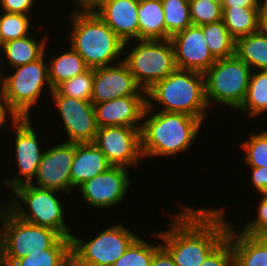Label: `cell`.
<instances>
[{"instance_id": "6da1fadb", "label": "cell", "mask_w": 267, "mask_h": 266, "mask_svg": "<svg viewBox=\"0 0 267 266\" xmlns=\"http://www.w3.org/2000/svg\"><path fill=\"white\" fill-rule=\"evenodd\" d=\"M172 214L170 228L155 234L164 241L176 266H200L206 257L227 237L230 223L225 208H194L179 205Z\"/></svg>"}, {"instance_id": "7a4b0ae2", "label": "cell", "mask_w": 267, "mask_h": 266, "mask_svg": "<svg viewBox=\"0 0 267 266\" xmlns=\"http://www.w3.org/2000/svg\"><path fill=\"white\" fill-rule=\"evenodd\" d=\"M202 125L201 120L191 115L160 110L154 112L152 108H146L140 129L143 158L173 157L187 152Z\"/></svg>"}, {"instance_id": "3957f363", "label": "cell", "mask_w": 267, "mask_h": 266, "mask_svg": "<svg viewBox=\"0 0 267 266\" xmlns=\"http://www.w3.org/2000/svg\"><path fill=\"white\" fill-rule=\"evenodd\" d=\"M70 46L89 68L113 65L123 60L124 44L93 10H71ZM120 57V58H119ZM116 61L115 60H118Z\"/></svg>"}, {"instance_id": "277c9868", "label": "cell", "mask_w": 267, "mask_h": 266, "mask_svg": "<svg viewBox=\"0 0 267 266\" xmlns=\"http://www.w3.org/2000/svg\"><path fill=\"white\" fill-rule=\"evenodd\" d=\"M146 101V108L155 110L160 104V111L184 113L204 122L209 110L204 74L176 68L146 91Z\"/></svg>"}, {"instance_id": "5b68a950", "label": "cell", "mask_w": 267, "mask_h": 266, "mask_svg": "<svg viewBox=\"0 0 267 266\" xmlns=\"http://www.w3.org/2000/svg\"><path fill=\"white\" fill-rule=\"evenodd\" d=\"M60 192L23 184L11 191L13 194L5 205L20 219L34 225L52 228L63 237L71 238L73 234L64 219L65 209L64 203L59 199Z\"/></svg>"}, {"instance_id": "8992f818", "label": "cell", "mask_w": 267, "mask_h": 266, "mask_svg": "<svg viewBox=\"0 0 267 266\" xmlns=\"http://www.w3.org/2000/svg\"><path fill=\"white\" fill-rule=\"evenodd\" d=\"M47 51L37 61L13 69V73H3V98L7 112L13 118H30L31 108L37 107L46 87L52 92L48 79ZM15 70V71H14Z\"/></svg>"}, {"instance_id": "52a82bcc", "label": "cell", "mask_w": 267, "mask_h": 266, "mask_svg": "<svg viewBox=\"0 0 267 266\" xmlns=\"http://www.w3.org/2000/svg\"><path fill=\"white\" fill-rule=\"evenodd\" d=\"M133 41L138 42L133 43L136 45L135 47H132V41L124 44V53H128L123 57V61L137 84L144 91H148L155 83L167 77L177 68L174 49L170 39H138ZM128 48L129 51L126 50Z\"/></svg>"}, {"instance_id": "ba28073f", "label": "cell", "mask_w": 267, "mask_h": 266, "mask_svg": "<svg viewBox=\"0 0 267 266\" xmlns=\"http://www.w3.org/2000/svg\"><path fill=\"white\" fill-rule=\"evenodd\" d=\"M251 72V68L236 55L217 59L203 73L208 106L224 104L237 110L245 99Z\"/></svg>"}, {"instance_id": "9c48e42d", "label": "cell", "mask_w": 267, "mask_h": 266, "mask_svg": "<svg viewBox=\"0 0 267 266\" xmlns=\"http://www.w3.org/2000/svg\"><path fill=\"white\" fill-rule=\"evenodd\" d=\"M0 223L5 266H10L16 259L24 258L32 251L51 248L62 237L52 228L20 219L5 204L0 207Z\"/></svg>"}, {"instance_id": "30bf717a", "label": "cell", "mask_w": 267, "mask_h": 266, "mask_svg": "<svg viewBox=\"0 0 267 266\" xmlns=\"http://www.w3.org/2000/svg\"><path fill=\"white\" fill-rule=\"evenodd\" d=\"M137 237V234L118 223L88 241L72 235V266H112Z\"/></svg>"}, {"instance_id": "8fae6325", "label": "cell", "mask_w": 267, "mask_h": 266, "mask_svg": "<svg viewBox=\"0 0 267 266\" xmlns=\"http://www.w3.org/2000/svg\"><path fill=\"white\" fill-rule=\"evenodd\" d=\"M31 118H13L14 159L18 166V175L4 178L3 183L11 192L17 186L33 182L45 150H41L38 133L35 132ZM20 175V176H19ZM23 177V178H22Z\"/></svg>"}, {"instance_id": "7c38bea8", "label": "cell", "mask_w": 267, "mask_h": 266, "mask_svg": "<svg viewBox=\"0 0 267 266\" xmlns=\"http://www.w3.org/2000/svg\"><path fill=\"white\" fill-rule=\"evenodd\" d=\"M93 143L112 166L138 168L143 158L138 128L104 126L97 129Z\"/></svg>"}, {"instance_id": "4fadbf2b", "label": "cell", "mask_w": 267, "mask_h": 266, "mask_svg": "<svg viewBox=\"0 0 267 266\" xmlns=\"http://www.w3.org/2000/svg\"><path fill=\"white\" fill-rule=\"evenodd\" d=\"M51 98L59 111V116L67 135L66 142L93 143L97 124L94 104L91 100H81L59 94L55 89Z\"/></svg>"}, {"instance_id": "5bb4252c", "label": "cell", "mask_w": 267, "mask_h": 266, "mask_svg": "<svg viewBox=\"0 0 267 266\" xmlns=\"http://www.w3.org/2000/svg\"><path fill=\"white\" fill-rule=\"evenodd\" d=\"M127 167L111 166L78 187L85 203L99 210L115 207L125 200L133 183Z\"/></svg>"}, {"instance_id": "9a60e30c", "label": "cell", "mask_w": 267, "mask_h": 266, "mask_svg": "<svg viewBox=\"0 0 267 266\" xmlns=\"http://www.w3.org/2000/svg\"><path fill=\"white\" fill-rule=\"evenodd\" d=\"M75 155V143L61 142L45 149L42 160L38 166L35 182L30 184L41 188L61 191L65 195H71L70 169Z\"/></svg>"}, {"instance_id": "2e32d148", "label": "cell", "mask_w": 267, "mask_h": 266, "mask_svg": "<svg viewBox=\"0 0 267 266\" xmlns=\"http://www.w3.org/2000/svg\"><path fill=\"white\" fill-rule=\"evenodd\" d=\"M130 95H146L122 60L119 63L94 68L91 102L110 101Z\"/></svg>"}, {"instance_id": "e0dca14e", "label": "cell", "mask_w": 267, "mask_h": 266, "mask_svg": "<svg viewBox=\"0 0 267 266\" xmlns=\"http://www.w3.org/2000/svg\"><path fill=\"white\" fill-rule=\"evenodd\" d=\"M178 69L204 73L216 62L206 45L202 29L191 25L170 37Z\"/></svg>"}, {"instance_id": "ac0fdd59", "label": "cell", "mask_w": 267, "mask_h": 266, "mask_svg": "<svg viewBox=\"0 0 267 266\" xmlns=\"http://www.w3.org/2000/svg\"><path fill=\"white\" fill-rule=\"evenodd\" d=\"M146 106V95H130L96 103L94 109L97 127L126 126L141 129Z\"/></svg>"}, {"instance_id": "d6986e66", "label": "cell", "mask_w": 267, "mask_h": 266, "mask_svg": "<svg viewBox=\"0 0 267 266\" xmlns=\"http://www.w3.org/2000/svg\"><path fill=\"white\" fill-rule=\"evenodd\" d=\"M139 0H105L93 11L123 41L139 39Z\"/></svg>"}, {"instance_id": "ffe728a7", "label": "cell", "mask_w": 267, "mask_h": 266, "mask_svg": "<svg viewBox=\"0 0 267 266\" xmlns=\"http://www.w3.org/2000/svg\"><path fill=\"white\" fill-rule=\"evenodd\" d=\"M111 166L105 154L94 143H75V155L70 169L72 187L78 188Z\"/></svg>"}, {"instance_id": "44dd1931", "label": "cell", "mask_w": 267, "mask_h": 266, "mask_svg": "<svg viewBox=\"0 0 267 266\" xmlns=\"http://www.w3.org/2000/svg\"><path fill=\"white\" fill-rule=\"evenodd\" d=\"M226 238L231 242L234 266H267V235L238 234L230 224Z\"/></svg>"}, {"instance_id": "7402d4cb", "label": "cell", "mask_w": 267, "mask_h": 266, "mask_svg": "<svg viewBox=\"0 0 267 266\" xmlns=\"http://www.w3.org/2000/svg\"><path fill=\"white\" fill-rule=\"evenodd\" d=\"M43 37L37 41L34 33L20 38L8 41L0 46L1 54L6 64H9L10 68H15L27 63H31L40 59L45 50H47L48 37ZM46 47V48H45Z\"/></svg>"}, {"instance_id": "603a6c76", "label": "cell", "mask_w": 267, "mask_h": 266, "mask_svg": "<svg viewBox=\"0 0 267 266\" xmlns=\"http://www.w3.org/2000/svg\"><path fill=\"white\" fill-rule=\"evenodd\" d=\"M10 266H72L71 238L62 236L51 248L32 251Z\"/></svg>"}, {"instance_id": "cb8c5ba5", "label": "cell", "mask_w": 267, "mask_h": 266, "mask_svg": "<svg viewBox=\"0 0 267 266\" xmlns=\"http://www.w3.org/2000/svg\"><path fill=\"white\" fill-rule=\"evenodd\" d=\"M139 39L165 40L164 10L161 0H139Z\"/></svg>"}, {"instance_id": "d4e9b609", "label": "cell", "mask_w": 267, "mask_h": 266, "mask_svg": "<svg viewBox=\"0 0 267 266\" xmlns=\"http://www.w3.org/2000/svg\"><path fill=\"white\" fill-rule=\"evenodd\" d=\"M235 55L253 71L267 70V35L260 31L236 39Z\"/></svg>"}, {"instance_id": "484cf974", "label": "cell", "mask_w": 267, "mask_h": 266, "mask_svg": "<svg viewBox=\"0 0 267 266\" xmlns=\"http://www.w3.org/2000/svg\"><path fill=\"white\" fill-rule=\"evenodd\" d=\"M67 50L57 57L51 58L50 64L48 63V79L52 90L62 82L85 72L89 68L84 59L70 45Z\"/></svg>"}, {"instance_id": "4316f807", "label": "cell", "mask_w": 267, "mask_h": 266, "mask_svg": "<svg viewBox=\"0 0 267 266\" xmlns=\"http://www.w3.org/2000/svg\"><path fill=\"white\" fill-rule=\"evenodd\" d=\"M222 21L235 38L259 31V7H222Z\"/></svg>"}, {"instance_id": "83f0119b", "label": "cell", "mask_w": 267, "mask_h": 266, "mask_svg": "<svg viewBox=\"0 0 267 266\" xmlns=\"http://www.w3.org/2000/svg\"><path fill=\"white\" fill-rule=\"evenodd\" d=\"M236 111L255 118L267 113V70L251 72L245 99Z\"/></svg>"}, {"instance_id": "f1b7e54d", "label": "cell", "mask_w": 267, "mask_h": 266, "mask_svg": "<svg viewBox=\"0 0 267 266\" xmlns=\"http://www.w3.org/2000/svg\"><path fill=\"white\" fill-rule=\"evenodd\" d=\"M199 27L202 29L209 51L216 60L235 55L236 39L230 34L222 20Z\"/></svg>"}, {"instance_id": "f546056e", "label": "cell", "mask_w": 267, "mask_h": 266, "mask_svg": "<svg viewBox=\"0 0 267 266\" xmlns=\"http://www.w3.org/2000/svg\"><path fill=\"white\" fill-rule=\"evenodd\" d=\"M164 10L165 40L192 25L189 0H161Z\"/></svg>"}, {"instance_id": "4dcf8cb0", "label": "cell", "mask_w": 267, "mask_h": 266, "mask_svg": "<svg viewBox=\"0 0 267 266\" xmlns=\"http://www.w3.org/2000/svg\"><path fill=\"white\" fill-rule=\"evenodd\" d=\"M140 237L138 236L130 244L123 255L112 266H151L153 255L161 244L156 245Z\"/></svg>"}, {"instance_id": "1f68e13d", "label": "cell", "mask_w": 267, "mask_h": 266, "mask_svg": "<svg viewBox=\"0 0 267 266\" xmlns=\"http://www.w3.org/2000/svg\"><path fill=\"white\" fill-rule=\"evenodd\" d=\"M0 12V46L8 41L20 39L33 33L31 32L30 15Z\"/></svg>"}, {"instance_id": "d6a6232c", "label": "cell", "mask_w": 267, "mask_h": 266, "mask_svg": "<svg viewBox=\"0 0 267 266\" xmlns=\"http://www.w3.org/2000/svg\"><path fill=\"white\" fill-rule=\"evenodd\" d=\"M93 79L94 68H88L85 72L62 82L55 90L67 97L91 100Z\"/></svg>"}, {"instance_id": "836d02e7", "label": "cell", "mask_w": 267, "mask_h": 266, "mask_svg": "<svg viewBox=\"0 0 267 266\" xmlns=\"http://www.w3.org/2000/svg\"><path fill=\"white\" fill-rule=\"evenodd\" d=\"M245 151V163L249 167H267V129L253 133L241 143Z\"/></svg>"}, {"instance_id": "e575fe53", "label": "cell", "mask_w": 267, "mask_h": 266, "mask_svg": "<svg viewBox=\"0 0 267 266\" xmlns=\"http://www.w3.org/2000/svg\"><path fill=\"white\" fill-rule=\"evenodd\" d=\"M192 25L202 26L222 20V6L211 0H189Z\"/></svg>"}, {"instance_id": "d590c367", "label": "cell", "mask_w": 267, "mask_h": 266, "mask_svg": "<svg viewBox=\"0 0 267 266\" xmlns=\"http://www.w3.org/2000/svg\"><path fill=\"white\" fill-rule=\"evenodd\" d=\"M261 199L256 207L255 218L248 220L242 226L241 232L251 236L267 235V193L259 194Z\"/></svg>"}, {"instance_id": "8d00e7d4", "label": "cell", "mask_w": 267, "mask_h": 266, "mask_svg": "<svg viewBox=\"0 0 267 266\" xmlns=\"http://www.w3.org/2000/svg\"><path fill=\"white\" fill-rule=\"evenodd\" d=\"M200 266H234L231 242L225 238L204 260Z\"/></svg>"}, {"instance_id": "74e56055", "label": "cell", "mask_w": 267, "mask_h": 266, "mask_svg": "<svg viewBox=\"0 0 267 266\" xmlns=\"http://www.w3.org/2000/svg\"><path fill=\"white\" fill-rule=\"evenodd\" d=\"M37 0H0V11L30 15ZM35 2V3H34Z\"/></svg>"}, {"instance_id": "f35d334b", "label": "cell", "mask_w": 267, "mask_h": 266, "mask_svg": "<svg viewBox=\"0 0 267 266\" xmlns=\"http://www.w3.org/2000/svg\"><path fill=\"white\" fill-rule=\"evenodd\" d=\"M251 183L258 194L267 193V167H250Z\"/></svg>"}, {"instance_id": "ab89813d", "label": "cell", "mask_w": 267, "mask_h": 266, "mask_svg": "<svg viewBox=\"0 0 267 266\" xmlns=\"http://www.w3.org/2000/svg\"><path fill=\"white\" fill-rule=\"evenodd\" d=\"M151 266H176L169 252L161 245L154 253Z\"/></svg>"}, {"instance_id": "60d3db41", "label": "cell", "mask_w": 267, "mask_h": 266, "mask_svg": "<svg viewBox=\"0 0 267 266\" xmlns=\"http://www.w3.org/2000/svg\"><path fill=\"white\" fill-rule=\"evenodd\" d=\"M259 31L267 35V0H261L259 6Z\"/></svg>"}, {"instance_id": "b9f144b4", "label": "cell", "mask_w": 267, "mask_h": 266, "mask_svg": "<svg viewBox=\"0 0 267 266\" xmlns=\"http://www.w3.org/2000/svg\"><path fill=\"white\" fill-rule=\"evenodd\" d=\"M261 0H224L222 7H259Z\"/></svg>"}, {"instance_id": "7bdbcfd3", "label": "cell", "mask_w": 267, "mask_h": 266, "mask_svg": "<svg viewBox=\"0 0 267 266\" xmlns=\"http://www.w3.org/2000/svg\"><path fill=\"white\" fill-rule=\"evenodd\" d=\"M75 5H73L74 9L76 10H93L95 9L100 3L105 0H72Z\"/></svg>"}, {"instance_id": "ee69618b", "label": "cell", "mask_w": 267, "mask_h": 266, "mask_svg": "<svg viewBox=\"0 0 267 266\" xmlns=\"http://www.w3.org/2000/svg\"><path fill=\"white\" fill-rule=\"evenodd\" d=\"M9 115L10 114L7 112L5 106L4 105H0V130L3 128V126H4V128H5V126L7 127L6 124L8 122H11V120L13 119V117L12 116H9Z\"/></svg>"}, {"instance_id": "f6af8a7d", "label": "cell", "mask_w": 267, "mask_h": 266, "mask_svg": "<svg viewBox=\"0 0 267 266\" xmlns=\"http://www.w3.org/2000/svg\"><path fill=\"white\" fill-rule=\"evenodd\" d=\"M0 105H4V98H3V72L6 70H3V61H1L3 59V57H0Z\"/></svg>"}, {"instance_id": "bcb514c9", "label": "cell", "mask_w": 267, "mask_h": 266, "mask_svg": "<svg viewBox=\"0 0 267 266\" xmlns=\"http://www.w3.org/2000/svg\"><path fill=\"white\" fill-rule=\"evenodd\" d=\"M0 266H5L4 263V251H3V240L0 234Z\"/></svg>"}, {"instance_id": "7dc6e473", "label": "cell", "mask_w": 267, "mask_h": 266, "mask_svg": "<svg viewBox=\"0 0 267 266\" xmlns=\"http://www.w3.org/2000/svg\"><path fill=\"white\" fill-rule=\"evenodd\" d=\"M211 1L217 3L221 6L223 5V2H224V0H211Z\"/></svg>"}]
</instances>
